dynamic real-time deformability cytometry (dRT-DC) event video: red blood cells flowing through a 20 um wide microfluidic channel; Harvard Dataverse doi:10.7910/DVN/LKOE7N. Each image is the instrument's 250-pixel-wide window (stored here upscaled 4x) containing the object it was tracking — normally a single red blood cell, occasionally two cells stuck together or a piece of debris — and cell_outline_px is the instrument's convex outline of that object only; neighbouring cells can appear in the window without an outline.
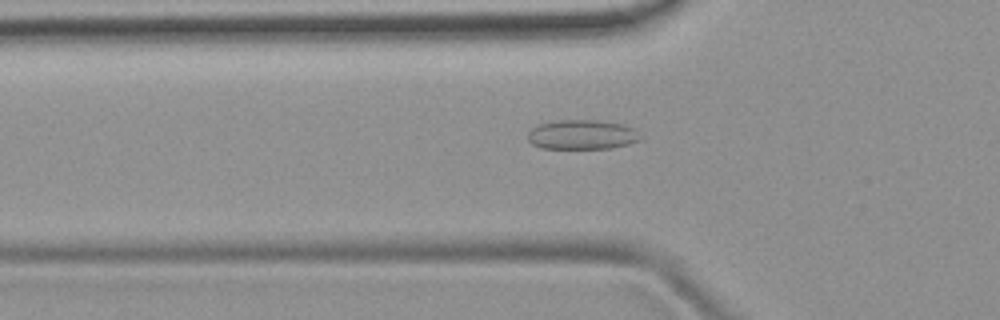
{"species": "common noctule bat (a hibernating species)", "species_latin": "Nyctalus noctula", "temperature_condition": "room temperature", "stored_images_in_passage": 45, "camera_frame_rate_fps": 3000, "um_per_image_px": 0.085, "animal": {"sex": "female", "body_mass_g": 19.9}, "frame": {"image": 1, "passage_image": 16, "time_ms": 5.0, "image_size_px": [1000, 320], "cell_outline_px": [[640, 140], [628, 144], [612, 148], [540, 148], [532, 144], [528, 140], [528, 132], [532, 128], [540, 124], [556, 120], [596, 120], [624, 124], [636, 128]], "centroid_in_image_um": [49.48, 11.44], "position_along_channel_um": 76.3, "area_um2": 19.42}}
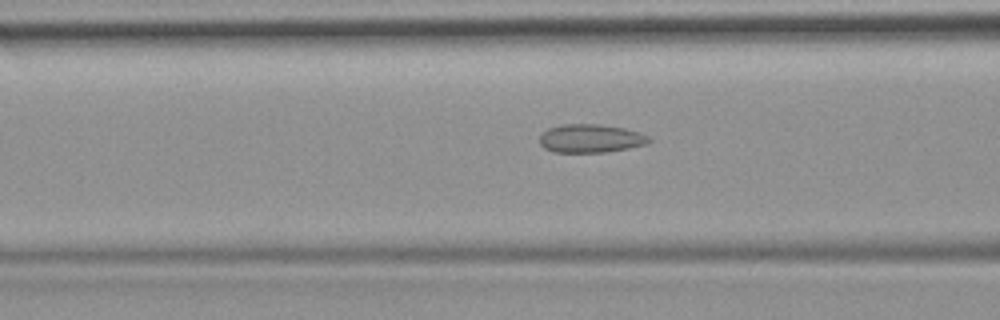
{"frame": {"image": 2, "passage_image": 19, "time_ms": 6.0, "image_size_px": [1000, 320], "cell_outline_px": [[652, 140], [644, 144], [628, 148], [604, 152], [552, 152], [544, 148], [540, 144], [540, 136], [548, 128], [560, 124], [600, 124], [624, 128], [640, 132], [648, 136]], "centroid_in_image_um": [50.18, 11.76], "position_along_channel_um": 116.4, "area_um2": 18.09}}
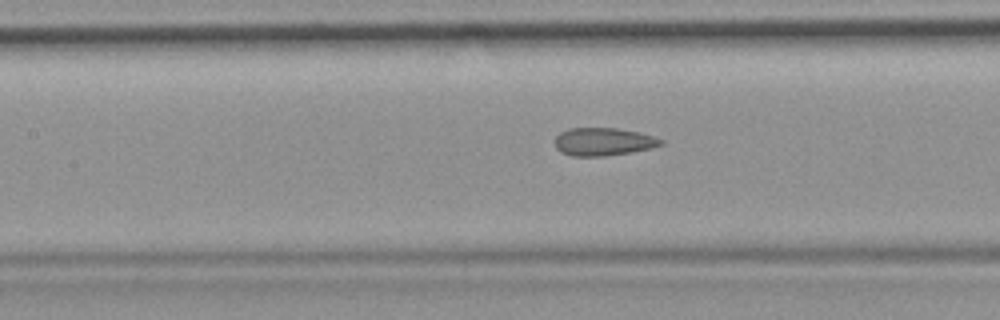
{"frame": {"image": 3, "passage_image": 22, "time_ms": 7.0, "image_size_px": [1000, 320], "cell_outline_px": [[664, 144], [652, 148], [632, 152], [604, 156], [572, 156], [560, 152], [556, 148], [556, 136], [560, 132], [568, 128], [616, 128], [640, 132], [664, 140]], "centroid_in_image_um": [51.3, 12.04], "position_along_channel_um": 156.1, "area_um2": 17.34}, "authors_computed_cell_mechanics": {"area_um2": 18.1492, "velocity_mm_per_s": 3.9603, "shape_relaxation_time_tau1_ms": null, "shape_relaxation_time_tau2_ms": 1.9536, "deformation_change_tau1": null, "deformation_change_tau2": 0.1005}}